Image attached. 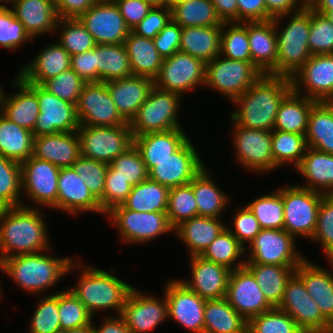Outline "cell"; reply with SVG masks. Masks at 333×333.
<instances>
[{
	"instance_id": "cell-75",
	"label": "cell",
	"mask_w": 333,
	"mask_h": 333,
	"mask_svg": "<svg viewBox=\"0 0 333 333\" xmlns=\"http://www.w3.org/2000/svg\"><path fill=\"white\" fill-rule=\"evenodd\" d=\"M93 319H92V323L80 328H75V329H69V330H65L61 333H95L94 329H93Z\"/></svg>"
},
{
	"instance_id": "cell-43",
	"label": "cell",
	"mask_w": 333,
	"mask_h": 333,
	"mask_svg": "<svg viewBox=\"0 0 333 333\" xmlns=\"http://www.w3.org/2000/svg\"><path fill=\"white\" fill-rule=\"evenodd\" d=\"M34 135L0 114V154L19 163L32 156Z\"/></svg>"
},
{
	"instance_id": "cell-54",
	"label": "cell",
	"mask_w": 333,
	"mask_h": 333,
	"mask_svg": "<svg viewBox=\"0 0 333 333\" xmlns=\"http://www.w3.org/2000/svg\"><path fill=\"white\" fill-rule=\"evenodd\" d=\"M167 215L173 228L198 216L197 202L190 184L170 188Z\"/></svg>"
},
{
	"instance_id": "cell-33",
	"label": "cell",
	"mask_w": 333,
	"mask_h": 333,
	"mask_svg": "<svg viewBox=\"0 0 333 333\" xmlns=\"http://www.w3.org/2000/svg\"><path fill=\"white\" fill-rule=\"evenodd\" d=\"M184 128L134 136V146L140 152L148 171L176 152L189 138Z\"/></svg>"
},
{
	"instance_id": "cell-56",
	"label": "cell",
	"mask_w": 333,
	"mask_h": 333,
	"mask_svg": "<svg viewBox=\"0 0 333 333\" xmlns=\"http://www.w3.org/2000/svg\"><path fill=\"white\" fill-rule=\"evenodd\" d=\"M59 317L62 332L89 325L93 319L85 305L67 288L59 291Z\"/></svg>"
},
{
	"instance_id": "cell-17",
	"label": "cell",
	"mask_w": 333,
	"mask_h": 333,
	"mask_svg": "<svg viewBox=\"0 0 333 333\" xmlns=\"http://www.w3.org/2000/svg\"><path fill=\"white\" fill-rule=\"evenodd\" d=\"M190 138L169 158L149 170V178L169 188L189 184L205 167Z\"/></svg>"
},
{
	"instance_id": "cell-51",
	"label": "cell",
	"mask_w": 333,
	"mask_h": 333,
	"mask_svg": "<svg viewBox=\"0 0 333 333\" xmlns=\"http://www.w3.org/2000/svg\"><path fill=\"white\" fill-rule=\"evenodd\" d=\"M21 193V163L0 154V208L21 206Z\"/></svg>"
},
{
	"instance_id": "cell-65",
	"label": "cell",
	"mask_w": 333,
	"mask_h": 333,
	"mask_svg": "<svg viewBox=\"0 0 333 333\" xmlns=\"http://www.w3.org/2000/svg\"><path fill=\"white\" fill-rule=\"evenodd\" d=\"M171 20L169 5L153 6L147 16L132 31L139 36L154 39Z\"/></svg>"
},
{
	"instance_id": "cell-55",
	"label": "cell",
	"mask_w": 333,
	"mask_h": 333,
	"mask_svg": "<svg viewBox=\"0 0 333 333\" xmlns=\"http://www.w3.org/2000/svg\"><path fill=\"white\" fill-rule=\"evenodd\" d=\"M247 333H304L293 318L277 307L248 321Z\"/></svg>"
},
{
	"instance_id": "cell-72",
	"label": "cell",
	"mask_w": 333,
	"mask_h": 333,
	"mask_svg": "<svg viewBox=\"0 0 333 333\" xmlns=\"http://www.w3.org/2000/svg\"><path fill=\"white\" fill-rule=\"evenodd\" d=\"M221 21L238 22L237 0H211Z\"/></svg>"
},
{
	"instance_id": "cell-9",
	"label": "cell",
	"mask_w": 333,
	"mask_h": 333,
	"mask_svg": "<svg viewBox=\"0 0 333 333\" xmlns=\"http://www.w3.org/2000/svg\"><path fill=\"white\" fill-rule=\"evenodd\" d=\"M112 226L118 230L123 242L148 243L174 228L170 225L167 212H139L116 206L106 215Z\"/></svg>"
},
{
	"instance_id": "cell-42",
	"label": "cell",
	"mask_w": 333,
	"mask_h": 333,
	"mask_svg": "<svg viewBox=\"0 0 333 333\" xmlns=\"http://www.w3.org/2000/svg\"><path fill=\"white\" fill-rule=\"evenodd\" d=\"M97 82L133 76L124 43L96 45Z\"/></svg>"
},
{
	"instance_id": "cell-64",
	"label": "cell",
	"mask_w": 333,
	"mask_h": 333,
	"mask_svg": "<svg viewBox=\"0 0 333 333\" xmlns=\"http://www.w3.org/2000/svg\"><path fill=\"white\" fill-rule=\"evenodd\" d=\"M235 212L232 220L233 229L229 227L228 230L245 247L247 242L250 244L260 233L261 228L255 215L246 205L241 206Z\"/></svg>"
},
{
	"instance_id": "cell-73",
	"label": "cell",
	"mask_w": 333,
	"mask_h": 333,
	"mask_svg": "<svg viewBox=\"0 0 333 333\" xmlns=\"http://www.w3.org/2000/svg\"><path fill=\"white\" fill-rule=\"evenodd\" d=\"M101 327H95L93 323V329L95 333H131L127 327L126 321L122 315L113 316L110 315L104 317Z\"/></svg>"
},
{
	"instance_id": "cell-78",
	"label": "cell",
	"mask_w": 333,
	"mask_h": 333,
	"mask_svg": "<svg viewBox=\"0 0 333 333\" xmlns=\"http://www.w3.org/2000/svg\"><path fill=\"white\" fill-rule=\"evenodd\" d=\"M4 261H5V258L3 257L2 253L0 252V271L2 272V274L4 273ZM1 284V282H0ZM2 287V286H0ZM2 289L0 288V299H2Z\"/></svg>"
},
{
	"instance_id": "cell-44",
	"label": "cell",
	"mask_w": 333,
	"mask_h": 333,
	"mask_svg": "<svg viewBox=\"0 0 333 333\" xmlns=\"http://www.w3.org/2000/svg\"><path fill=\"white\" fill-rule=\"evenodd\" d=\"M169 6L171 20L181 27L223 25L211 0H184Z\"/></svg>"
},
{
	"instance_id": "cell-27",
	"label": "cell",
	"mask_w": 333,
	"mask_h": 333,
	"mask_svg": "<svg viewBox=\"0 0 333 333\" xmlns=\"http://www.w3.org/2000/svg\"><path fill=\"white\" fill-rule=\"evenodd\" d=\"M32 157L46 160L59 168L72 167L81 157L77 131L34 137Z\"/></svg>"
},
{
	"instance_id": "cell-68",
	"label": "cell",
	"mask_w": 333,
	"mask_h": 333,
	"mask_svg": "<svg viewBox=\"0 0 333 333\" xmlns=\"http://www.w3.org/2000/svg\"><path fill=\"white\" fill-rule=\"evenodd\" d=\"M114 2L131 30L147 16L153 7L144 0H114Z\"/></svg>"
},
{
	"instance_id": "cell-1",
	"label": "cell",
	"mask_w": 333,
	"mask_h": 333,
	"mask_svg": "<svg viewBox=\"0 0 333 333\" xmlns=\"http://www.w3.org/2000/svg\"><path fill=\"white\" fill-rule=\"evenodd\" d=\"M291 90V78L263 74L232 102L238 109L230 119L241 127L272 131L279 105Z\"/></svg>"
},
{
	"instance_id": "cell-29",
	"label": "cell",
	"mask_w": 333,
	"mask_h": 333,
	"mask_svg": "<svg viewBox=\"0 0 333 333\" xmlns=\"http://www.w3.org/2000/svg\"><path fill=\"white\" fill-rule=\"evenodd\" d=\"M106 84L117 110L128 123L155 86L153 79L144 76H130Z\"/></svg>"
},
{
	"instance_id": "cell-2",
	"label": "cell",
	"mask_w": 333,
	"mask_h": 333,
	"mask_svg": "<svg viewBox=\"0 0 333 333\" xmlns=\"http://www.w3.org/2000/svg\"><path fill=\"white\" fill-rule=\"evenodd\" d=\"M26 203L0 208V252L4 258L52 249L45 216L40 208Z\"/></svg>"
},
{
	"instance_id": "cell-21",
	"label": "cell",
	"mask_w": 333,
	"mask_h": 333,
	"mask_svg": "<svg viewBox=\"0 0 333 333\" xmlns=\"http://www.w3.org/2000/svg\"><path fill=\"white\" fill-rule=\"evenodd\" d=\"M225 298L247 321L274 308L246 266L231 271Z\"/></svg>"
},
{
	"instance_id": "cell-28",
	"label": "cell",
	"mask_w": 333,
	"mask_h": 333,
	"mask_svg": "<svg viewBox=\"0 0 333 333\" xmlns=\"http://www.w3.org/2000/svg\"><path fill=\"white\" fill-rule=\"evenodd\" d=\"M306 258L295 273L303 280L307 292L318 305L323 317L333 326V260L327 270Z\"/></svg>"
},
{
	"instance_id": "cell-20",
	"label": "cell",
	"mask_w": 333,
	"mask_h": 333,
	"mask_svg": "<svg viewBox=\"0 0 333 333\" xmlns=\"http://www.w3.org/2000/svg\"><path fill=\"white\" fill-rule=\"evenodd\" d=\"M96 44H121L131 32L114 1H97L78 18Z\"/></svg>"
},
{
	"instance_id": "cell-47",
	"label": "cell",
	"mask_w": 333,
	"mask_h": 333,
	"mask_svg": "<svg viewBox=\"0 0 333 333\" xmlns=\"http://www.w3.org/2000/svg\"><path fill=\"white\" fill-rule=\"evenodd\" d=\"M305 137L309 148L333 154V116L322 102L310 111Z\"/></svg>"
},
{
	"instance_id": "cell-14",
	"label": "cell",
	"mask_w": 333,
	"mask_h": 333,
	"mask_svg": "<svg viewBox=\"0 0 333 333\" xmlns=\"http://www.w3.org/2000/svg\"><path fill=\"white\" fill-rule=\"evenodd\" d=\"M59 167L36 157L21 163L22 193L34 203L28 207L57 210ZM39 205V206H38Z\"/></svg>"
},
{
	"instance_id": "cell-26",
	"label": "cell",
	"mask_w": 333,
	"mask_h": 333,
	"mask_svg": "<svg viewBox=\"0 0 333 333\" xmlns=\"http://www.w3.org/2000/svg\"><path fill=\"white\" fill-rule=\"evenodd\" d=\"M12 87L17 92L12 95L4 94L2 101V115L11 122L33 131L40 107L36 95V84L25 82L19 75L16 76Z\"/></svg>"
},
{
	"instance_id": "cell-49",
	"label": "cell",
	"mask_w": 333,
	"mask_h": 333,
	"mask_svg": "<svg viewBox=\"0 0 333 333\" xmlns=\"http://www.w3.org/2000/svg\"><path fill=\"white\" fill-rule=\"evenodd\" d=\"M220 55L233 60L252 61L248 40V22L223 23Z\"/></svg>"
},
{
	"instance_id": "cell-41",
	"label": "cell",
	"mask_w": 333,
	"mask_h": 333,
	"mask_svg": "<svg viewBox=\"0 0 333 333\" xmlns=\"http://www.w3.org/2000/svg\"><path fill=\"white\" fill-rule=\"evenodd\" d=\"M204 333H247L245 320L226 298L206 300Z\"/></svg>"
},
{
	"instance_id": "cell-63",
	"label": "cell",
	"mask_w": 333,
	"mask_h": 333,
	"mask_svg": "<svg viewBox=\"0 0 333 333\" xmlns=\"http://www.w3.org/2000/svg\"><path fill=\"white\" fill-rule=\"evenodd\" d=\"M132 187L127 180L116 175V171L108 165L104 193L99 199L103 213L106 215L114 207L122 205L130 194Z\"/></svg>"
},
{
	"instance_id": "cell-15",
	"label": "cell",
	"mask_w": 333,
	"mask_h": 333,
	"mask_svg": "<svg viewBox=\"0 0 333 333\" xmlns=\"http://www.w3.org/2000/svg\"><path fill=\"white\" fill-rule=\"evenodd\" d=\"M232 140L237 161L252 172L277 169L272 155L271 131L238 126L233 121Z\"/></svg>"
},
{
	"instance_id": "cell-46",
	"label": "cell",
	"mask_w": 333,
	"mask_h": 333,
	"mask_svg": "<svg viewBox=\"0 0 333 333\" xmlns=\"http://www.w3.org/2000/svg\"><path fill=\"white\" fill-rule=\"evenodd\" d=\"M245 251L246 247L228 230L227 225L200 256L233 271L245 266V258L242 261L239 260Z\"/></svg>"
},
{
	"instance_id": "cell-3",
	"label": "cell",
	"mask_w": 333,
	"mask_h": 333,
	"mask_svg": "<svg viewBox=\"0 0 333 333\" xmlns=\"http://www.w3.org/2000/svg\"><path fill=\"white\" fill-rule=\"evenodd\" d=\"M47 251L50 252L51 249L5 258L4 274L29 294L41 295L48 288L56 286L65 274L77 270L74 258L52 257L46 254Z\"/></svg>"
},
{
	"instance_id": "cell-38",
	"label": "cell",
	"mask_w": 333,
	"mask_h": 333,
	"mask_svg": "<svg viewBox=\"0 0 333 333\" xmlns=\"http://www.w3.org/2000/svg\"><path fill=\"white\" fill-rule=\"evenodd\" d=\"M222 25L182 27L180 51L205 64L220 55Z\"/></svg>"
},
{
	"instance_id": "cell-79",
	"label": "cell",
	"mask_w": 333,
	"mask_h": 333,
	"mask_svg": "<svg viewBox=\"0 0 333 333\" xmlns=\"http://www.w3.org/2000/svg\"><path fill=\"white\" fill-rule=\"evenodd\" d=\"M331 112L333 116V101H321Z\"/></svg>"
},
{
	"instance_id": "cell-16",
	"label": "cell",
	"mask_w": 333,
	"mask_h": 333,
	"mask_svg": "<svg viewBox=\"0 0 333 333\" xmlns=\"http://www.w3.org/2000/svg\"><path fill=\"white\" fill-rule=\"evenodd\" d=\"M76 111L80 126H129L102 81L85 83Z\"/></svg>"
},
{
	"instance_id": "cell-32",
	"label": "cell",
	"mask_w": 333,
	"mask_h": 333,
	"mask_svg": "<svg viewBox=\"0 0 333 333\" xmlns=\"http://www.w3.org/2000/svg\"><path fill=\"white\" fill-rule=\"evenodd\" d=\"M70 61L71 55L56 41L39 51L17 74L27 83L42 85L47 79L70 69Z\"/></svg>"
},
{
	"instance_id": "cell-35",
	"label": "cell",
	"mask_w": 333,
	"mask_h": 333,
	"mask_svg": "<svg viewBox=\"0 0 333 333\" xmlns=\"http://www.w3.org/2000/svg\"><path fill=\"white\" fill-rule=\"evenodd\" d=\"M220 218L195 216L174 228L176 234L189 250V256H200L226 227ZM176 232V233H175Z\"/></svg>"
},
{
	"instance_id": "cell-40",
	"label": "cell",
	"mask_w": 333,
	"mask_h": 333,
	"mask_svg": "<svg viewBox=\"0 0 333 333\" xmlns=\"http://www.w3.org/2000/svg\"><path fill=\"white\" fill-rule=\"evenodd\" d=\"M210 168L205 166L189 183L195 195L198 216L220 218L229 202V196L211 179Z\"/></svg>"
},
{
	"instance_id": "cell-77",
	"label": "cell",
	"mask_w": 333,
	"mask_h": 333,
	"mask_svg": "<svg viewBox=\"0 0 333 333\" xmlns=\"http://www.w3.org/2000/svg\"><path fill=\"white\" fill-rule=\"evenodd\" d=\"M149 2L152 6H165L167 5V0H144Z\"/></svg>"
},
{
	"instance_id": "cell-10",
	"label": "cell",
	"mask_w": 333,
	"mask_h": 333,
	"mask_svg": "<svg viewBox=\"0 0 333 333\" xmlns=\"http://www.w3.org/2000/svg\"><path fill=\"white\" fill-rule=\"evenodd\" d=\"M81 156L110 164L134 145L129 126H79Z\"/></svg>"
},
{
	"instance_id": "cell-34",
	"label": "cell",
	"mask_w": 333,
	"mask_h": 333,
	"mask_svg": "<svg viewBox=\"0 0 333 333\" xmlns=\"http://www.w3.org/2000/svg\"><path fill=\"white\" fill-rule=\"evenodd\" d=\"M295 170L306 180L305 184L299 186L324 195H333V154L308 147Z\"/></svg>"
},
{
	"instance_id": "cell-23",
	"label": "cell",
	"mask_w": 333,
	"mask_h": 333,
	"mask_svg": "<svg viewBox=\"0 0 333 333\" xmlns=\"http://www.w3.org/2000/svg\"><path fill=\"white\" fill-rule=\"evenodd\" d=\"M164 297V298H163ZM144 294L135 287L124 305L122 316L131 333H149L168 319L167 299Z\"/></svg>"
},
{
	"instance_id": "cell-69",
	"label": "cell",
	"mask_w": 333,
	"mask_h": 333,
	"mask_svg": "<svg viewBox=\"0 0 333 333\" xmlns=\"http://www.w3.org/2000/svg\"><path fill=\"white\" fill-rule=\"evenodd\" d=\"M238 22H262L273 20L267 13L265 0H237Z\"/></svg>"
},
{
	"instance_id": "cell-24",
	"label": "cell",
	"mask_w": 333,
	"mask_h": 333,
	"mask_svg": "<svg viewBox=\"0 0 333 333\" xmlns=\"http://www.w3.org/2000/svg\"><path fill=\"white\" fill-rule=\"evenodd\" d=\"M57 210L71 213L70 215L87 211L105 215L101 210L99 200L72 167L60 169Z\"/></svg>"
},
{
	"instance_id": "cell-30",
	"label": "cell",
	"mask_w": 333,
	"mask_h": 333,
	"mask_svg": "<svg viewBox=\"0 0 333 333\" xmlns=\"http://www.w3.org/2000/svg\"><path fill=\"white\" fill-rule=\"evenodd\" d=\"M10 6L32 41L56 29L59 17L53 0H12Z\"/></svg>"
},
{
	"instance_id": "cell-18",
	"label": "cell",
	"mask_w": 333,
	"mask_h": 333,
	"mask_svg": "<svg viewBox=\"0 0 333 333\" xmlns=\"http://www.w3.org/2000/svg\"><path fill=\"white\" fill-rule=\"evenodd\" d=\"M36 95L40 114L32 131L34 137L78 130L80 124L75 104L56 97L37 84Z\"/></svg>"
},
{
	"instance_id": "cell-11",
	"label": "cell",
	"mask_w": 333,
	"mask_h": 333,
	"mask_svg": "<svg viewBox=\"0 0 333 333\" xmlns=\"http://www.w3.org/2000/svg\"><path fill=\"white\" fill-rule=\"evenodd\" d=\"M277 308L289 314L304 333H333V326L323 317L296 273L288 280Z\"/></svg>"
},
{
	"instance_id": "cell-25",
	"label": "cell",
	"mask_w": 333,
	"mask_h": 333,
	"mask_svg": "<svg viewBox=\"0 0 333 333\" xmlns=\"http://www.w3.org/2000/svg\"><path fill=\"white\" fill-rule=\"evenodd\" d=\"M190 262L191 280L180 281L205 300L225 298L231 270L201 256H191Z\"/></svg>"
},
{
	"instance_id": "cell-76",
	"label": "cell",
	"mask_w": 333,
	"mask_h": 333,
	"mask_svg": "<svg viewBox=\"0 0 333 333\" xmlns=\"http://www.w3.org/2000/svg\"><path fill=\"white\" fill-rule=\"evenodd\" d=\"M317 13L324 15L331 23H333V9L332 10H315Z\"/></svg>"
},
{
	"instance_id": "cell-71",
	"label": "cell",
	"mask_w": 333,
	"mask_h": 333,
	"mask_svg": "<svg viewBox=\"0 0 333 333\" xmlns=\"http://www.w3.org/2000/svg\"><path fill=\"white\" fill-rule=\"evenodd\" d=\"M265 5L267 13L272 18H276L281 15L295 13L307 4L304 0H265Z\"/></svg>"
},
{
	"instance_id": "cell-37",
	"label": "cell",
	"mask_w": 333,
	"mask_h": 333,
	"mask_svg": "<svg viewBox=\"0 0 333 333\" xmlns=\"http://www.w3.org/2000/svg\"><path fill=\"white\" fill-rule=\"evenodd\" d=\"M133 76L155 79L163 63L152 39L136 35L132 30L124 41Z\"/></svg>"
},
{
	"instance_id": "cell-66",
	"label": "cell",
	"mask_w": 333,
	"mask_h": 333,
	"mask_svg": "<svg viewBox=\"0 0 333 333\" xmlns=\"http://www.w3.org/2000/svg\"><path fill=\"white\" fill-rule=\"evenodd\" d=\"M182 27L170 20L153 39L154 45L163 58L171 57L180 51Z\"/></svg>"
},
{
	"instance_id": "cell-45",
	"label": "cell",
	"mask_w": 333,
	"mask_h": 333,
	"mask_svg": "<svg viewBox=\"0 0 333 333\" xmlns=\"http://www.w3.org/2000/svg\"><path fill=\"white\" fill-rule=\"evenodd\" d=\"M169 190V187L148 178L132 187L122 205L139 212H167Z\"/></svg>"
},
{
	"instance_id": "cell-31",
	"label": "cell",
	"mask_w": 333,
	"mask_h": 333,
	"mask_svg": "<svg viewBox=\"0 0 333 333\" xmlns=\"http://www.w3.org/2000/svg\"><path fill=\"white\" fill-rule=\"evenodd\" d=\"M248 40L253 64L263 74L276 75L278 47L274 20L248 22Z\"/></svg>"
},
{
	"instance_id": "cell-70",
	"label": "cell",
	"mask_w": 333,
	"mask_h": 333,
	"mask_svg": "<svg viewBox=\"0 0 333 333\" xmlns=\"http://www.w3.org/2000/svg\"><path fill=\"white\" fill-rule=\"evenodd\" d=\"M97 0H55L54 5L59 18L75 19L89 10Z\"/></svg>"
},
{
	"instance_id": "cell-36",
	"label": "cell",
	"mask_w": 333,
	"mask_h": 333,
	"mask_svg": "<svg viewBox=\"0 0 333 333\" xmlns=\"http://www.w3.org/2000/svg\"><path fill=\"white\" fill-rule=\"evenodd\" d=\"M317 102L292 89L279 105L274 130L306 135L309 114Z\"/></svg>"
},
{
	"instance_id": "cell-48",
	"label": "cell",
	"mask_w": 333,
	"mask_h": 333,
	"mask_svg": "<svg viewBox=\"0 0 333 333\" xmlns=\"http://www.w3.org/2000/svg\"><path fill=\"white\" fill-rule=\"evenodd\" d=\"M272 155L275 165L279 168L292 163L296 168L308 148L305 135L279 130L271 131Z\"/></svg>"
},
{
	"instance_id": "cell-19",
	"label": "cell",
	"mask_w": 333,
	"mask_h": 333,
	"mask_svg": "<svg viewBox=\"0 0 333 333\" xmlns=\"http://www.w3.org/2000/svg\"><path fill=\"white\" fill-rule=\"evenodd\" d=\"M164 288L168 319H173L193 333H204L203 314L206 300L190 290L180 279L169 280Z\"/></svg>"
},
{
	"instance_id": "cell-67",
	"label": "cell",
	"mask_w": 333,
	"mask_h": 333,
	"mask_svg": "<svg viewBox=\"0 0 333 333\" xmlns=\"http://www.w3.org/2000/svg\"><path fill=\"white\" fill-rule=\"evenodd\" d=\"M70 68L85 82H97L96 46L71 56Z\"/></svg>"
},
{
	"instance_id": "cell-4",
	"label": "cell",
	"mask_w": 333,
	"mask_h": 333,
	"mask_svg": "<svg viewBox=\"0 0 333 333\" xmlns=\"http://www.w3.org/2000/svg\"><path fill=\"white\" fill-rule=\"evenodd\" d=\"M76 261V268L80 269L77 285L68 288L87 308L94 317V313L101 310H112L116 315H121L126 300L134 286L122 279L97 267Z\"/></svg>"
},
{
	"instance_id": "cell-61",
	"label": "cell",
	"mask_w": 333,
	"mask_h": 333,
	"mask_svg": "<svg viewBox=\"0 0 333 333\" xmlns=\"http://www.w3.org/2000/svg\"><path fill=\"white\" fill-rule=\"evenodd\" d=\"M72 168L80 175L88 189L99 200L104 193L108 164L81 156L73 163Z\"/></svg>"
},
{
	"instance_id": "cell-80",
	"label": "cell",
	"mask_w": 333,
	"mask_h": 333,
	"mask_svg": "<svg viewBox=\"0 0 333 333\" xmlns=\"http://www.w3.org/2000/svg\"><path fill=\"white\" fill-rule=\"evenodd\" d=\"M5 93V90L1 89L0 87V114H2V101Z\"/></svg>"
},
{
	"instance_id": "cell-8",
	"label": "cell",
	"mask_w": 333,
	"mask_h": 333,
	"mask_svg": "<svg viewBox=\"0 0 333 333\" xmlns=\"http://www.w3.org/2000/svg\"><path fill=\"white\" fill-rule=\"evenodd\" d=\"M262 75L252 61L233 60L219 55L206 63L205 86L233 102Z\"/></svg>"
},
{
	"instance_id": "cell-74",
	"label": "cell",
	"mask_w": 333,
	"mask_h": 333,
	"mask_svg": "<svg viewBox=\"0 0 333 333\" xmlns=\"http://www.w3.org/2000/svg\"><path fill=\"white\" fill-rule=\"evenodd\" d=\"M308 5L313 10H332L333 0H312Z\"/></svg>"
},
{
	"instance_id": "cell-22",
	"label": "cell",
	"mask_w": 333,
	"mask_h": 333,
	"mask_svg": "<svg viewBox=\"0 0 333 333\" xmlns=\"http://www.w3.org/2000/svg\"><path fill=\"white\" fill-rule=\"evenodd\" d=\"M291 81L296 93L318 102L327 99L333 92V54L312 55Z\"/></svg>"
},
{
	"instance_id": "cell-62",
	"label": "cell",
	"mask_w": 333,
	"mask_h": 333,
	"mask_svg": "<svg viewBox=\"0 0 333 333\" xmlns=\"http://www.w3.org/2000/svg\"><path fill=\"white\" fill-rule=\"evenodd\" d=\"M31 40L11 8H0V47L11 50L19 49L24 43L32 42Z\"/></svg>"
},
{
	"instance_id": "cell-60",
	"label": "cell",
	"mask_w": 333,
	"mask_h": 333,
	"mask_svg": "<svg viewBox=\"0 0 333 333\" xmlns=\"http://www.w3.org/2000/svg\"><path fill=\"white\" fill-rule=\"evenodd\" d=\"M311 240L322 246L327 260H333V195L321 199L317 227Z\"/></svg>"
},
{
	"instance_id": "cell-12",
	"label": "cell",
	"mask_w": 333,
	"mask_h": 333,
	"mask_svg": "<svg viewBox=\"0 0 333 333\" xmlns=\"http://www.w3.org/2000/svg\"><path fill=\"white\" fill-rule=\"evenodd\" d=\"M250 248V249H249ZM246 263L300 265L306 256L296 249V238L284 229H261L247 245Z\"/></svg>"
},
{
	"instance_id": "cell-13",
	"label": "cell",
	"mask_w": 333,
	"mask_h": 333,
	"mask_svg": "<svg viewBox=\"0 0 333 333\" xmlns=\"http://www.w3.org/2000/svg\"><path fill=\"white\" fill-rule=\"evenodd\" d=\"M205 71L206 64L202 60L178 51L163 59L154 85L160 90L184 96L197 86H205Z\"/></svg>"
},
{
	"instance_id": "cell-39",
	"label": "cell",
	"mask_w": 333,
	"mask_h": 333,
	"mask_svg": "<svg viewBox=\"0 0 333 333\" xmlns=\"http://www.w3.org/2000/svg\"><path fill=\"white\" fill-rule=\"evenodd\" d=\"M245 266L254 275L266 300L273 307H278L283 299L287 282L299 265L245 263Z\"/></svg>"
},
{
	"instance_id": "cell-5",
	"label": "cell",
	"mask_w": 333,
	"mask_h": 333,
	"mask_svg": "<svg viewBox=\"0 0 333 333\" xmlns=\"http://www.w3.org/2000/svg\"><path fill=\"white\" fill-rule=\"evenodd\" d=\"M287 17L290 19L280 31L279 23ZM310 19L308 4L293 14L273 18L278 47L276 75L291 78L312 56L308 45Z\"/></svg>"
},
{
	"instance_id": "cell-7",
	"label": "cell",
	"mask_w": 333,
	"mask_h": 333,
	"mask_svg": "<svg viewBox=\"0 0 333 333\" xmlns=\"http://www.w3.org/2000/svg\"><path fill=\"white\" fill-rule=\"evenodd\" d=\"M284 204V230L293 237L312 239L323 193L296 185L277 189Z\"/></svg>"
},
{
	"instance_id": "cell-57",
	"label": "cell",
	"mask_w": 333,
	"mask_h": 333,
	"mask_svg": "<svg viewBox=\"0 0 333 333\" xmlns=\"http://www.w3.org/2000/svg\"><path fill=\"white\" fill-rule=\"evenodd\" d=\"M109 165L116 171V175L127 180L132 186L149 178V171L134 145L118 155Z\"/></svg>"
},
{
	"instance_id": "cell-59",
	"label": "cell",
	"mask_w": 333,
	"mask_h": 333,
	"mask_svg": "<svg viewBox=\"0 0 333 333\" xmlns=\"http://www.w3.org/2000/svg\"><path fill=\"white\" fill-rule=\"evenodd\" d=\"M84 85L85 82L70 68L47 79L41 86L56 97L76 105Z\"/></svg>"
},
{
	"instance_id": "cell-50",
	"label": "cell",
	"mask_w": 333,
	"mask_h": 333,
	"mask_svg": "<svg viewBox=\"0 0 333 333\" xmlns=\"http://www.w3.org/2000/svg\"><path fill=\"white\" fill-rule=\"evenodd\" d=\"M58 30L59 41L57 42L71 56L92 50L97 45L92 35L78 18H59L55 32Z\"/></svg>"
},
{
	"instance_id": "cell-6",
	"label": "cell",
	"mask_w": 333,
	"mask_h": 333,
	"mask_svg": "<svg viewBox=\"0 0 333 333\" xmlns=\"http://www.w3.org/2000/svg\"><path fill=\"white\" fill-rule=\"evenodd\" d=\"M182 95L156 88L128 123L133 136L182 128L179 110Z\"/></svg>"
},
{
	"instance_id": "cell-58",
	"label": "cell",
	"mask_w": 333,
	"mask_h": 333,
	"mask_svg": "<svg viewBox=\"0 0 333 333\" xmlns=\"http://www.w3.org/2000/svg\"><path fill=\"white\" fill-rule=\"evenodd\" d=\"M308 45L311 55L333 54V23L312 8Z\"/></svg>"
},
{
	"instance_id": "cell-52",
	"label": "cell",
	"mask_w": 333,
	"mask_h": 333,
	"mask_svg": "<svg viewBox=\"0 0 333 333\" xmlns=\"http://www.w3.org/2000/svg\"><path fill=\"white\" fill-rule=\"evenodd\" d=\"M246 206L255 215L261 229L284 228V204L278 190L262 195Z\"/></svg>"
},
{
	"instance_id": "cell-53",
	"label": "cell",
	"mask_w": 333,
	"mask_h": 333,
	"mask_svg": "<svg viewBox=\"0 0 333 333\" xmlns=\"http://www.w3.org/2000/svg\"><path fill=\"white\" fill-rule=\"evenodd\" d=\"M38 301L30 320L28 333H61L59 291L52 295H43Z\"/></svg>"
}]
</instances>
